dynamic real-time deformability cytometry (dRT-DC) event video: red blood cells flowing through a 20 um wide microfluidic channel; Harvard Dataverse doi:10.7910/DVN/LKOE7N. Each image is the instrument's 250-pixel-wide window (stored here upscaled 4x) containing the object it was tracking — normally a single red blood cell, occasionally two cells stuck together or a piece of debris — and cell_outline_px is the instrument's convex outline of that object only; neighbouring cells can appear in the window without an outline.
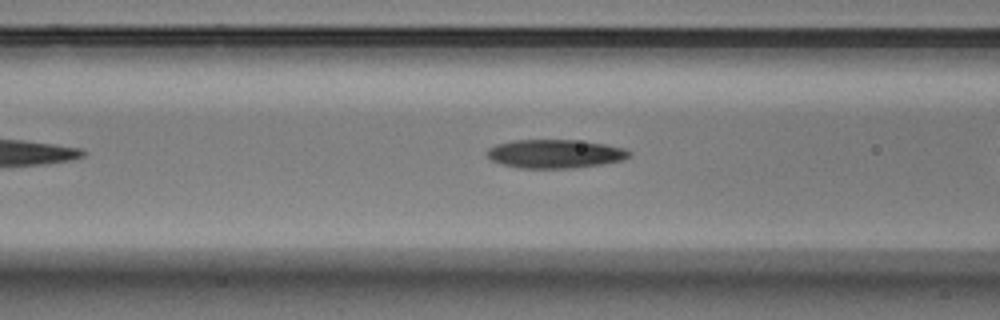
{"species": "Egyptian fruit bat (a non-hibernating species)", "species_latin": "Rousettus aegyptiacus", "temperature_condition": "warm", "stored_images_in_passage": 27, "camera_frame_rate_fps": 3000, "um_per_image_px": 0.085, "animal": {"sex": "male"}, "frame": {"image": 1, "passage_image": 6, "time_ms": 1.667, "image_size_px": [1000, 320], "cell_outline_px": [[632, 156], [624, 160], [604, 164], [572, 168], [520, 168], [500, 164], [492, 160], [488, 156], [488, 148], [496, 144], [512, 140], [576, 140], [604, 144], [624, 148], [632, 152]], "centroid_in_image_um": [47.21, 13.08], "position_along_channel_um": 119.4, "area_um2": 23.87}}
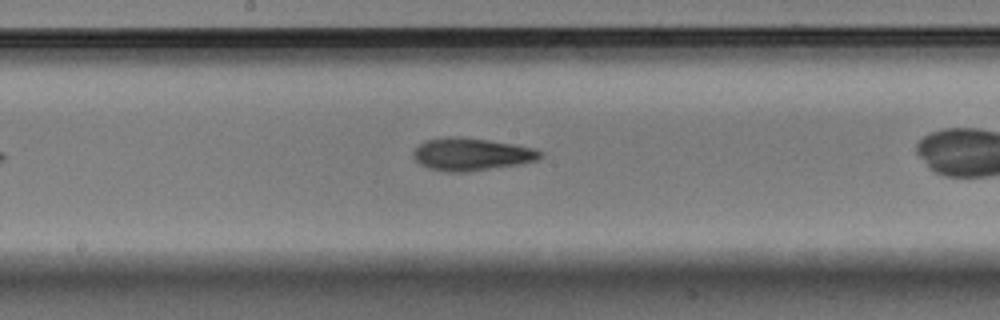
{"frame": {"image": 2, "passage_image": 13, "time_ms": 4.0, "image_size_px": [1000, 320], "cell_outline_px": [[544, 156], [536, 160], [520, 164], [468, 172], [444, 172], [428, 168], [420, 164], [412, 156], [412, 152], [424, 140], [444, 136], [456, 136], [488, 140], [536, 148], [544, 152]], "centroid_in_image_um": [40.07, 13.11], "position_along_channel_um": 208.1, "area_um2": 24.39}}
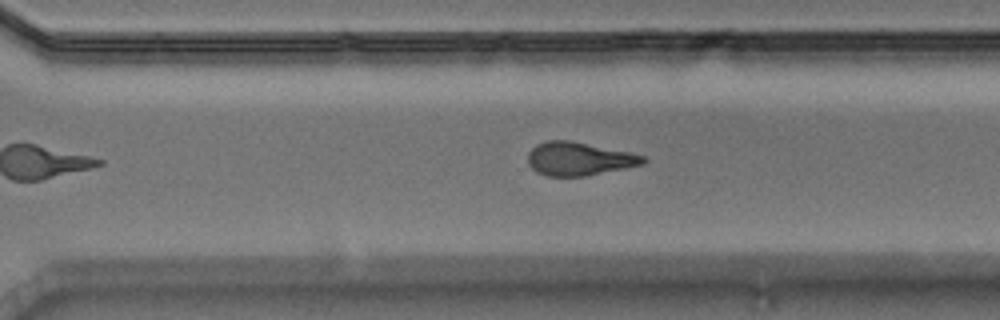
{"frame": {"image": 3, "passage_image": 22, "time_ms": 7.0, "image_size_px": [1000, 320], "cell_outline_px": [[648, 160], [644, 164], [584, 176], [548, 176], [536, 172], [528, 164], [528, 152], [536, 144], [548, 140], [568, 140], [628, 152], [644, 156]], "centroid_in_image_um": [49.18, 13.5], "position_along_channel_um": 321.4, "area_um2": 22.2}}